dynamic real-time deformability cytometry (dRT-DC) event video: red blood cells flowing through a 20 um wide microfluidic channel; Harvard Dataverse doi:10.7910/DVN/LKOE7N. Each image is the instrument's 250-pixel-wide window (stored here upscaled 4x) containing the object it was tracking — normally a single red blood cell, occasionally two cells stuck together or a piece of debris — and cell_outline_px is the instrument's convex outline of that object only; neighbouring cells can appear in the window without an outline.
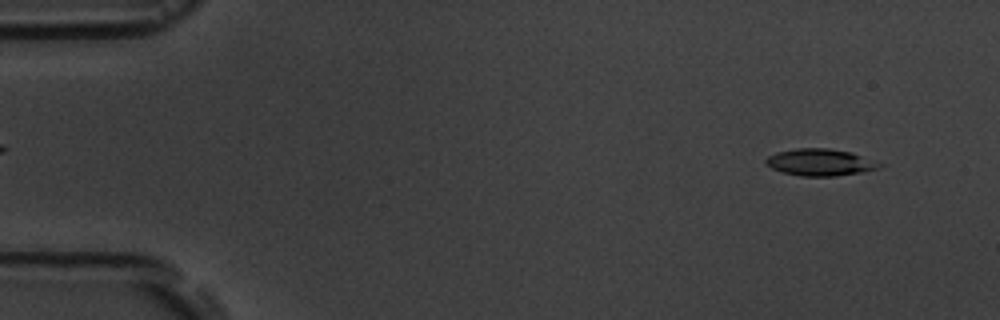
{"species": "common noctule bat (a hibernating species)", "species_latin": "Nyctalus noctula", "temperature_condition": "room temperature", "stored_images_in_passage": 6, "camera_frame_rate_fps": 3000, "um_per_image_px": 0.085, "animal": {"sex": "male", "body_mass_g": 19.5, "forearm_length_mm": 54.6}, "frame": {"image": 1, "passage_image": 1, "time_ms": 0.0, "image_size_px": [1000, 320], "cell_outline_px": [[884, 164], [880, 168], [860, 172], [836, 176], [800, 176], [784, 172], [772, 168], [764, 164], [764, 160], [768, 156], [776, 152], [796, 148], [828, 148], [852, 152]], "centroid_in_image_um": [69.7, 13.79], "position_along_channel_um": 15.3, "area_um2": 17.86}}
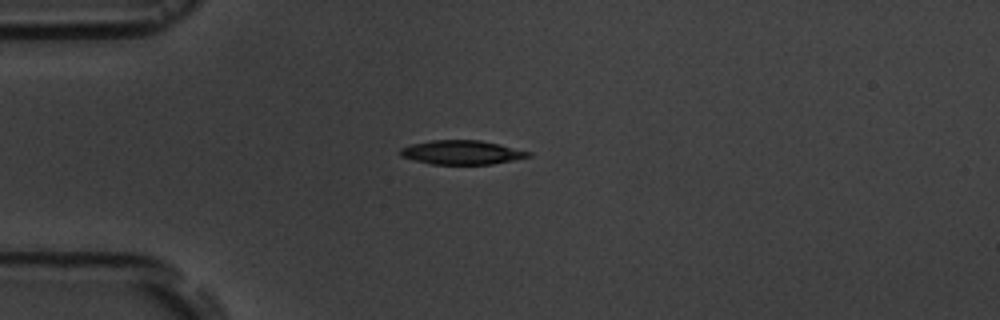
{"frame": {"image": 2, "passage_image": 4, "time_ms": 3.333, "image_size_px": [1000, 320], "cell_outline_px": [[532, 156], [492, 164], [432, 164], [400, 156], [400, 148], [412, 144], [432, 140], [480, 140], [500, 144], [532, 152]], "centroid_in_image_um": [39.28, 12.95], "position_along_channel_um": 45.7, "area_um2": 17.86}}
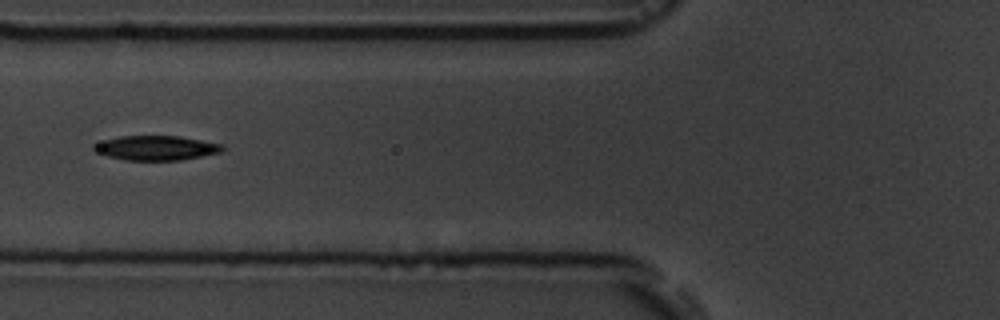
{"frame": {"image": 3, "passage_image": 6, "time_ms": 5.667, "image_size_px": [1000, 320], "cell_outline_px": [[224, 148], [220, 152], [180, 160], [124, 160], [108, 156], [96, 152], [92, 148], [92, 144], [104, 140], [120, 136], [180, 136], [224, 144]], "centroid_in_image_um": [13.25, 12.57], "position_along_channel_um": 112.5, "area_um2": 18.38}}